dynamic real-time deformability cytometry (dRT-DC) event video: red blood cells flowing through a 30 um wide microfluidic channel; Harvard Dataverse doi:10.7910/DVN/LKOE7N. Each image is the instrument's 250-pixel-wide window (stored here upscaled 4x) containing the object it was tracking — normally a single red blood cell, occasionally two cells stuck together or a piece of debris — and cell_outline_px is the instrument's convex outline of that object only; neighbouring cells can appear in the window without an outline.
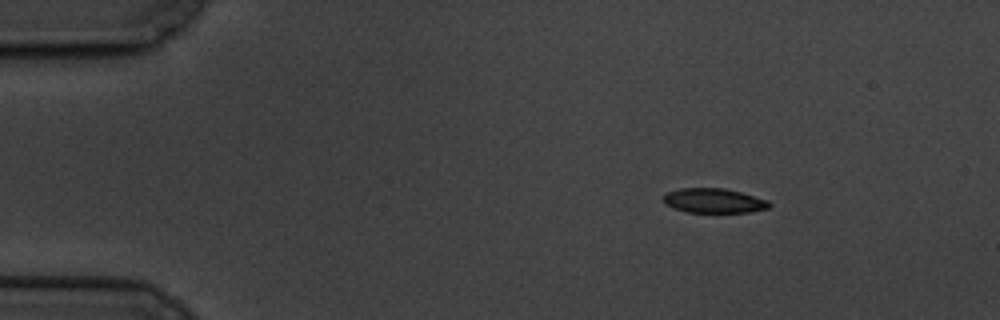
{"species": "common noctule bat (a hibernating species)", "species_latin": "Nyctalus noctula", "temperature_condition": "cold", "stored_images_in_passage": 9, "camera_frame_rate_fps": 3000, "um_per_image_px": 0.085, "animal": {"sex": "male", "body_mass_g": 19.5, "forearm_length_mm": 54.6}, "frame": {"image": 1, "passage_image": 1, "time_ms": 0.0, "image_size_px": [1000, 320], "cell_outline_px": [[772, 204], [768, 208], [748, 212], [688, 212], [664, 204], [664, 192], [680, 188], [724, 188], [740, 192], [768, 200]], "centroid_in_image_um": [60.66, 17.05], "position_along_channel_um": 24.3, "area_um2": 15.09}}
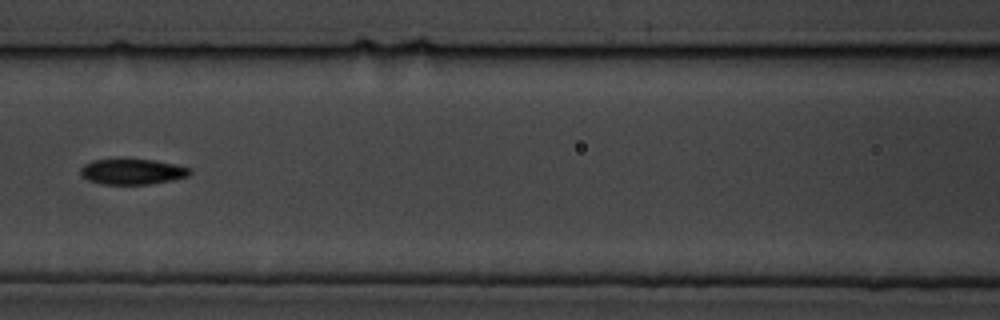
{"frame": {"image": 2, "passage_image": 6, "time_ms": 6.0, "image_size_px": [1000, 320], "cell_outline_px": [[192, 172], [188, 176], [172, 180], [152, 184], [100, 184], [88, 180], [80, 172], [80, 168], [84, 164], [92, 160], [152, 160], [176, 164], [188, 168]], "centroid_in_image_um": [11.25, 14.6], "position_along_channel_um": 155.4, "area_um2": 16.07}}
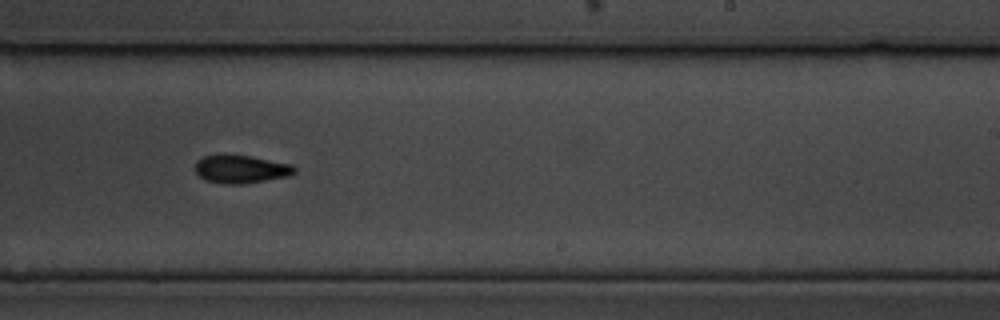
{"frame": {"image": 3, "passage_image": 9, "time_ms": 9.333, "image_size_px": [1000, 320], "cell_outline_px": [[296, 172], [292, 176], [244, 184], [224, 184], [204, 180], [196, 172], [196, 160], [204, 156], [216, 152], [224, 152], [252, 156], [292, 164], [296, 168]], "centroid_in_image_um": [20.48, 14.34], "position_along_channel_um": 268.5, "area_um2": 17.05}}